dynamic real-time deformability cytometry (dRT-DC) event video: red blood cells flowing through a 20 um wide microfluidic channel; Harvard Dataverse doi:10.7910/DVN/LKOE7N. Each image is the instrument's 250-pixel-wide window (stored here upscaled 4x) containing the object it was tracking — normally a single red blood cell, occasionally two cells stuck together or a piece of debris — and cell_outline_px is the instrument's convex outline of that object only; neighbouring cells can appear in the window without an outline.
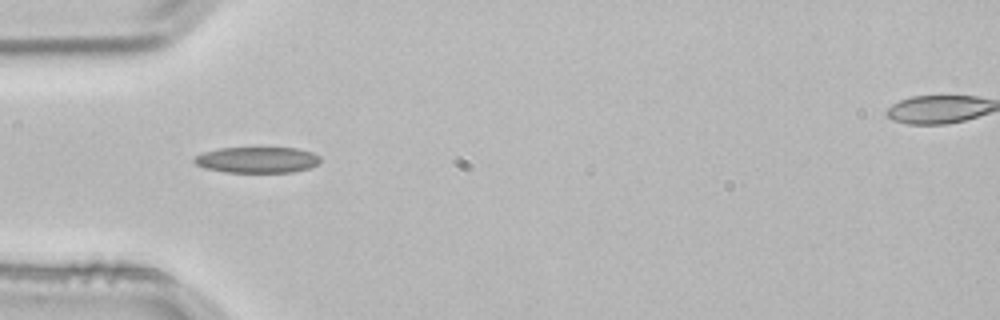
{"species": "common noctule bat (a hibernating species)", "species_latin": "Nyctalus noctula", "temperature_condition": "room temperature", "stored_images_in_passage": 1, "camera_frame_rate_fps": 3000, "um_per_image_px": 0.085, "animal": {"sex": "male", "body_mass_g": 21.5, "forearm_length_mm": 52.0}, "frame": {"image": 1, "passage_image": 1, "time_ms": 0.0, "image_size_px": [1000, 320], "cell_outline_px": [[320, 164], [308, 168], [292, 172], [224, 172], [204, 168], [196, 164], [192, 160], [196, 156], [204, 152], [220, 148], [296, 148], [312, 152], [320, 156]], "centroid_in_image_um": [21.87, 13.59], "position_along_channel_um": 63.1, "area_um2": 19.07}}